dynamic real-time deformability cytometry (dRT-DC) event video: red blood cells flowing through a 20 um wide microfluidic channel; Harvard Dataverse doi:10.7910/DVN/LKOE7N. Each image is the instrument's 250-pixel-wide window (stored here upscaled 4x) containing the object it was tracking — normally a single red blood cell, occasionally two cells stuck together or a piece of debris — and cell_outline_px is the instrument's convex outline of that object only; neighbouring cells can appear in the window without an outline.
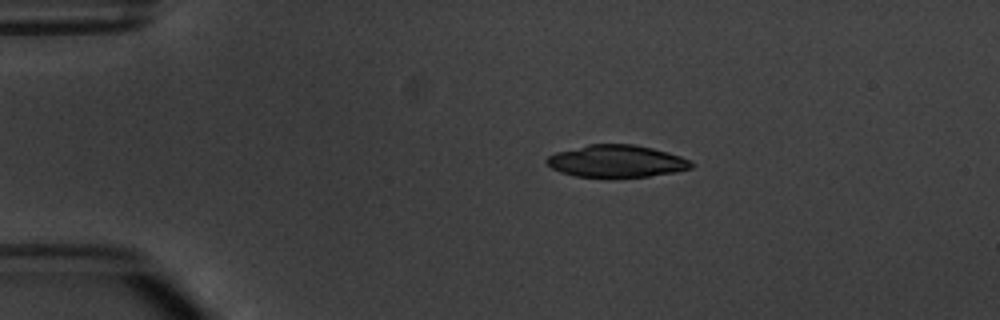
{"species": "common noctule bat (a hibernating species)", "species_latin": "Nyctalus noctula", "temperature_condition": "warm", "stored_images_in_passage": 5, "camera_frame_rate_fps": 3000, "um_per_image_px": 0.085, "animal": {"sex": "male", "body_mass_g": 20.1, "forearm_length_mm": 53.5}, "frame": {"image": 1, "passage_image": 3, "time_ms": 2.333, "image_size_px": [1000, 320], "cell_outline_px": [[696, 164], [692, 168], [676, 172], [648, 176], [576, 176], [560, 172], [544, 164], [544, 160], [548, 156], [556, 152], [588, 144], [632, 144], [652, 148], [668, 152], [680, 156]], "centroid_in_image_um": [52.39, 13.69], "position_along_channel_um": 32.6, "area_um2": 26.99}}